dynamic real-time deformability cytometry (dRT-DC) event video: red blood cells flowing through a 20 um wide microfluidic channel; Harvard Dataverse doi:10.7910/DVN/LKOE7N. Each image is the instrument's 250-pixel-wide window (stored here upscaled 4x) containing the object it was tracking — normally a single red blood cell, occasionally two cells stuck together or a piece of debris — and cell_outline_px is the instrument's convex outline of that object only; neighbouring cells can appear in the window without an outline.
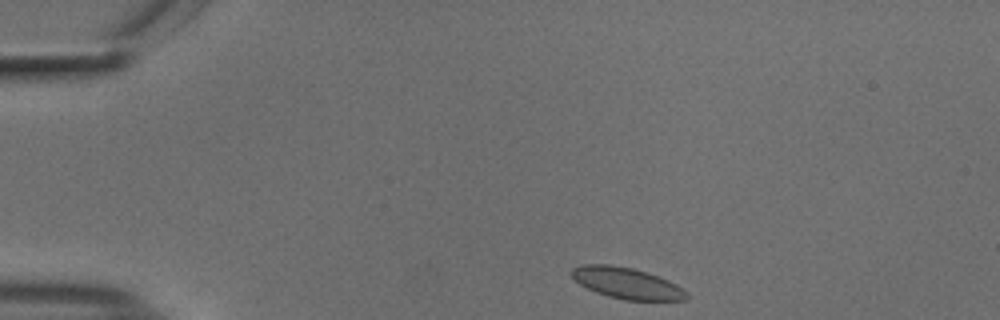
{"species": "common noctule bat (a hibernating species)", "species_latin": "Nyctalus noctula", "temperature_condition": "cold", "stored_images_in_passage": 6, "camera_frame_rate_fps": 3000, "um_per_image_px": 0.085, "animal": {"sex": "male", "body_mass_g": 18.8}, "frame": {"image": 1, "passage_image": 1, "time_ms": 0.0, "image_size_px": [1000, 320], "cell_outline_px": [[688, 300], [624, 300], [608, 296], [596, 292], [580, 284], [568, 272], [572, 268], [584, 264], [608, 264], [632, 268], [648, 272], [668, 280], [676, 284], [688, 292]], "centroid_in_image_um": [53.29, 24.06], "position_along_channel_um": 31.7, "area_um2": 20.92}}